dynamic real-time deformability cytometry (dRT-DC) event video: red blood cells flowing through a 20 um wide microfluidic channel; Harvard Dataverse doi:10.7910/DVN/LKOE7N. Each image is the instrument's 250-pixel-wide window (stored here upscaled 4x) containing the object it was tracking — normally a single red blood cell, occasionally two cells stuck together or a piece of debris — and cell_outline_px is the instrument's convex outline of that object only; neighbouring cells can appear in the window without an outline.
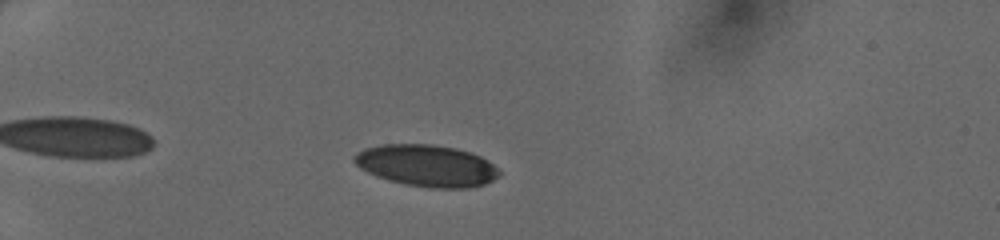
{"species": "human", "species_latin": "Homo sapiens", "temperature_condition": "cold", "stored_images_in_passage": 42, "camera_frame_rate_fps": 3000, "um_per_image_px": 0.085, "donor": {"sex": "female"}, "frame": {"image": 1, "passage_image": 8, "time_ms": 2.333, "image_size_px": [1000, 240], "cell_outline_px": [[500, 176], [484, 184], [468, 188], [432, 188], [408, 184], [376, 176], [360, 168], [352, 160], [352, 156], [356, 152], [364, 148], [380, 144], [432, 144], [456, 148], [472, 152], [488, 160], [500, 172]], "centroid_in_image_um": [36.25, 14.06], "position_along_channel_um": 48.7, "area_um2": 35.26}}
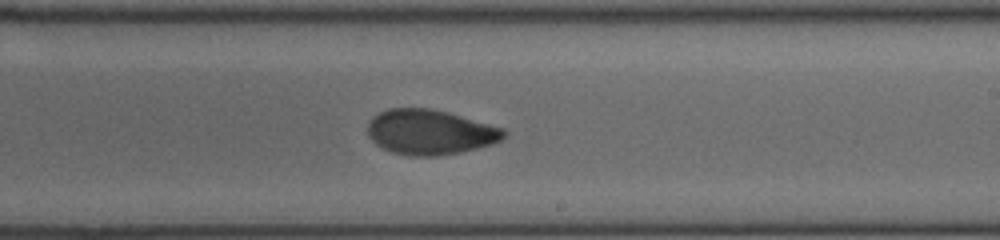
{"frame": {"image": 2, "passage_image": 25, "time_ms": 8.0, "image_size_px": [1000, 240], "cell_outline_px": [[508, 132], [500, 140], [492, 144], [460, 152], [436, 156], [408, 156], [392, 152], [376, 144], [368, 136], [368, 124], [380, 112], [388, 108], [428, 108], [448, 112], [504, 128]], "centroid_in_image_um": [36.57, 11.23], "position_along_channel_um": 252.4, "area_um2": 35.55}}
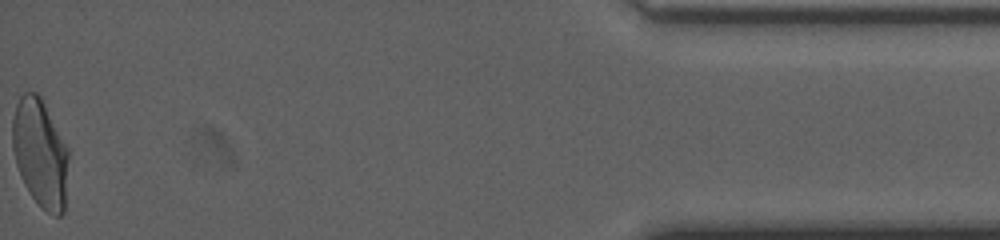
{"frame": {"image": 3, "passage_image": 42, "time_ms": 13.667, "image_size_px": [1000, 240], "cell_outline_px": [[68, 156], [64, 212], [60, 216], [52, 216], [40, 208], [24, 184], [16, 164], [12, 148], [12, 116], [16, 104], [20, 96], [24, 92], [36, 92], [40, 96], [68, 148]], "centroid_in_image_um": [3.4, 13.03], "position_along_channel_um": 431.8, "area_um2": 35.43}}